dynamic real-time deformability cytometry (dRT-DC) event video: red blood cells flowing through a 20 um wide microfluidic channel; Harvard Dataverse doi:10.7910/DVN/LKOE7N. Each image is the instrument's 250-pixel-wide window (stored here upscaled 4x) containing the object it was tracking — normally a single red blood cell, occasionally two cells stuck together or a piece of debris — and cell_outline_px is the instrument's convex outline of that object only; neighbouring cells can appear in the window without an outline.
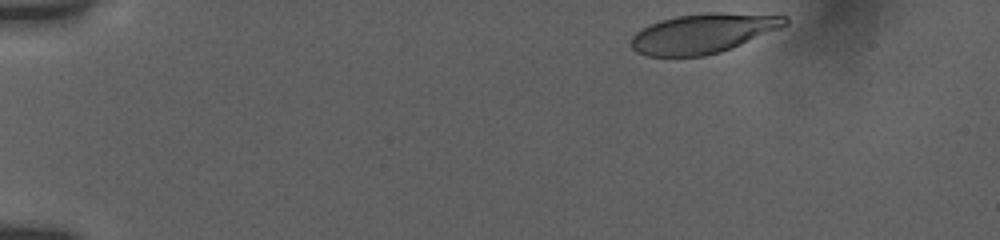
{"species": "human", "species_latin": "Homo sapiens", "temperature_condition": "room temperature", "stored_images_in_passage": 13, "camera_frame_rate_fps": 3000, "um_per_image_px": 0.085, "donor": {"sex": "female"}, "frame": {"image": 1, "passage_image": 1, "time_ms": 0.0, "image_size_px": [1000, 240], "cell_outline_px": [[788, 24], [780, 28], [720, 52], [704, 56], [648, 56], [636, 52], [632, 48], [632, 36], [636, 32], [660, 20], [676, 16], [708, 12], [720, 12], [788, 16]], "centroid_in_image_um": [59.76, 2.83], "position_along_channel_um": 25.2, "area_um2": 35.14}}
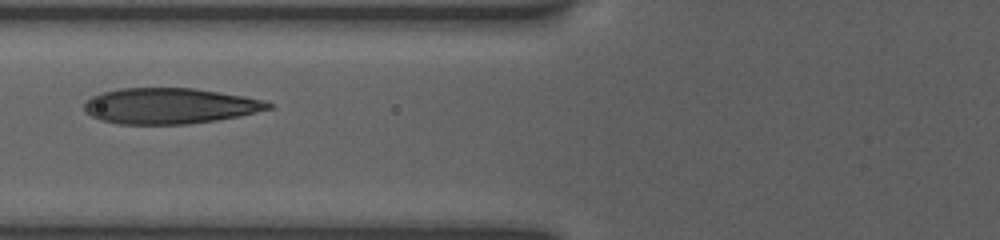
{"frame": {"image": 2, "passage_image": 12, "time_ms": 5.0, "image_size_px": [1000, 240], "cell_outline_px": [[272, 108], [236, 116], [216, 120], [188, 124], [120, 124], [100, 120], [92, 116], [84, 108], [84, 100], [92, 96], [104, 92], [120, 88], [192, 88], [244, 96], [260, 100], [272, 104]], "centroid_in_image_um": [14.36, 9.0], "position_along_channel_um": 111.4, "area_um2": 37.97}}